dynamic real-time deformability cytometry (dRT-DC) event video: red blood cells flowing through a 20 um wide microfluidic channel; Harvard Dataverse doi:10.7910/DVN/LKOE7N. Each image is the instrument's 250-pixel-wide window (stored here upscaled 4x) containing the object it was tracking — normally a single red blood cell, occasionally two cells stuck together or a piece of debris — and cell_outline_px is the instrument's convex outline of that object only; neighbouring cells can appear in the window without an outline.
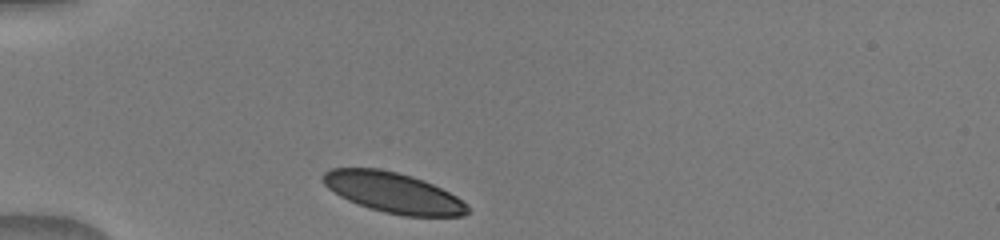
{"species": "human", "species_latin": "Homo sapiens", "temperature_condition": "warm", "stored_images_in_passage": 32, "camera_frame_rate_fps": 3000, "um_per_image_px": 0.085, "donor": {"sex": "male"}, "frame": {"image": 1, "passage_image": 1, "time_ms": 0.0, "image_size_px": [1000, 240], "cell_outline_px": [[468, 212], [464, 216], [404, 216], [384, 212], [368, 208], [348, 200], [340, 196], [328, 188], [324, 184], [320, 176], [324, 172], [332, 168], [380, 168], [412, 176], [424, 180], [456, 196], [468, 208]], "centroid_in_image_um": [33.38, 16.36], "position_along_channel_um": 51.6, "area_um2": 33.87}}
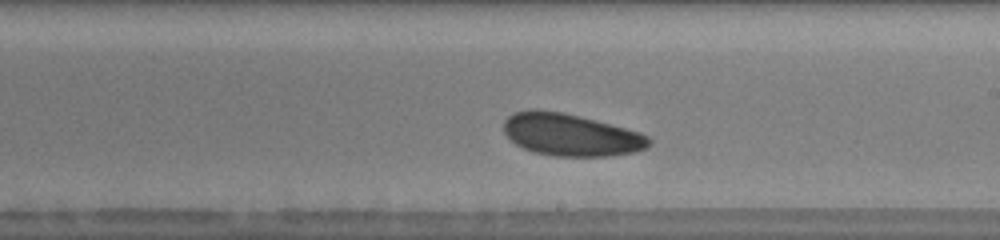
{"frame": {"image": 2, "passage_image": 17, "time_ms": 5.333, "image_size_px": [1000, 240], "cell_outline_px": [[652, 144], [648, 148], [636, 152], [608, 156], [552, 156], [532, 152], [516, 144], [504, 132], [504, 120], [512, 112], [528, 108], [536, 108], [564, 112], [580, 116], [640, 132], [648, 136], [652, 140]], "centroid_in_image_um": [48.51, 11.44], "position_along_channel_um": 240.5, "area_um2": 36.24}}
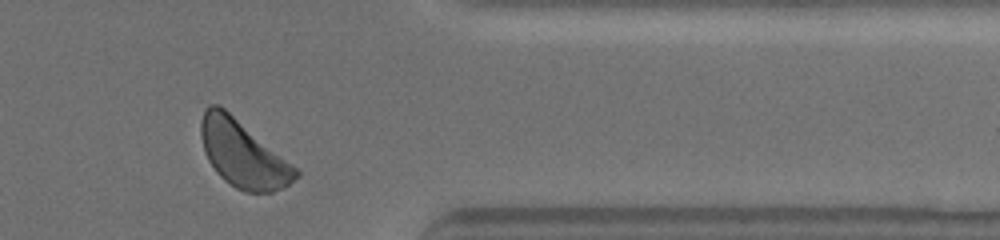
{"frame": {"image": 3, "passage_image": 29, "time_ms": 9.333, "image_size_px": [1000, 240], "cell_outline_px": [[300, 176], [288, 184], [272, 192], [244, 192], [236, 188], [224, 180], [216, 172], [208, 160], [204, 152], [200, 136], [200, 120], [204, 108], [208, 104], [220, 104], [296, 168], [300, 172]], "centroid_in_image_um": [20.59, 13.06], "position_along_channel_um": 390.8, "area_um2": 36.59}}